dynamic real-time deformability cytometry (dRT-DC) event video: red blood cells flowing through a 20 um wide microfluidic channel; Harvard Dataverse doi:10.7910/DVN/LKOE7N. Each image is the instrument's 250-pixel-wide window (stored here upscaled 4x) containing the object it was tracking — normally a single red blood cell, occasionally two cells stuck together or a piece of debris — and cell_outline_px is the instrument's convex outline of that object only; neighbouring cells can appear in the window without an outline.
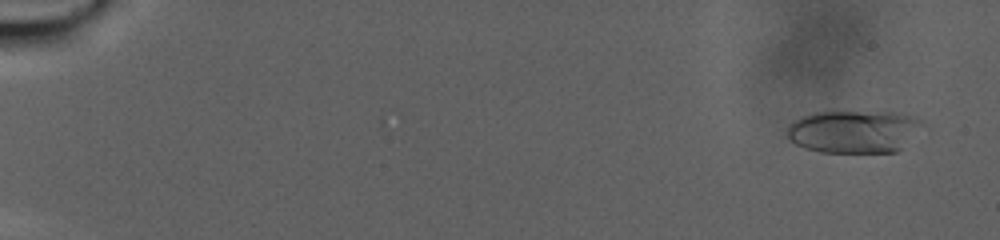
{"species": "human", "species_latin": "Homo sapiens", "temperature_condition": "warm", "stored_images_in_passage": 105, "camera_frame_rate_fps": 3000, "um_per_image_px": 0.085, "donor": {"sex": "male"}, "frame": {"image": 1, "passage_image": 6, "time_ms": 1.667, "image_size_px": [1000, 240], "cell_outline_px": [[920, 124], [904, 148], [896, 152], [820, 152], [804, 148], [788, 140], [788, 124], [812, 112], [900, 112], [916, 116], [920, 120]], "centroid_in_image_um": [72.55, 11.18], "position_along_channel_um": 12.4, "area_um2": 33.58}}
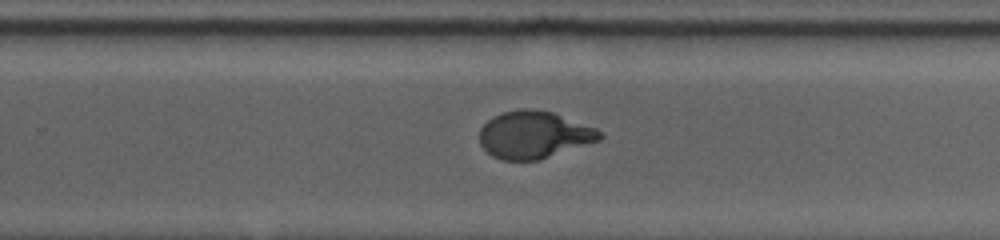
{"frame": {"image": 2, "passage_image": 72, "time_ms": 23.667, "image_size_px": [1000, 240], "cell_outline_px": [[604, 136], [600, 140], [540, 160], [504, 160], [492, 156], [480, 144], [480, 128], [488, 120], [504, 112], [524, 108], [528, 108], [552, 112], [596, 128]], "centroid_in_image_um": [45.4, 11.47], "position_along_channel_um": 284.4, "area_um2": 32.89}}
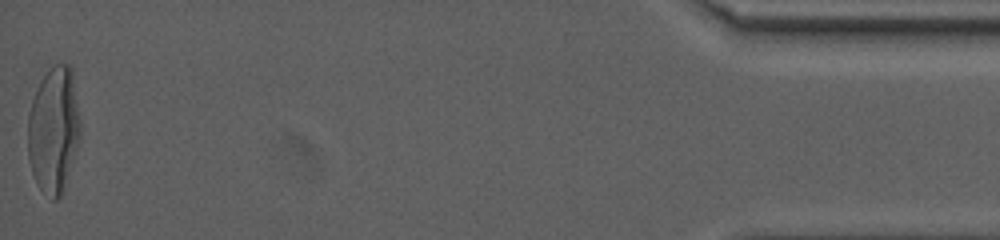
{"frame": {"image": 3, "passage_image": 105, "time_ms": 34.667, "image_size_px": [1000, 240], "cell_outline_px": [[80, 136], [60, 196], [56, 200], [52, 200], [36, 184], [28, 160], [28, 112], [32, 100], [40, 80], [56, 64], [68, 64], [72, 68], [80, 120]], "centroid_in_image_um": [4.54, 11.02], "position_along_channel_um": 430.7, "area_um2": 38.15}, "authors_computed_cell_mechanics": {"area_um2": 33.5818, "velocity_mm_per_s": 2.0714, "shape_relaxation_time_tau1_ms": 10.4552, "shape_relaxation_time_tau2_ms": null, "deformation_change_tau1": 0.3024, "deformation_change_tau2": null}}